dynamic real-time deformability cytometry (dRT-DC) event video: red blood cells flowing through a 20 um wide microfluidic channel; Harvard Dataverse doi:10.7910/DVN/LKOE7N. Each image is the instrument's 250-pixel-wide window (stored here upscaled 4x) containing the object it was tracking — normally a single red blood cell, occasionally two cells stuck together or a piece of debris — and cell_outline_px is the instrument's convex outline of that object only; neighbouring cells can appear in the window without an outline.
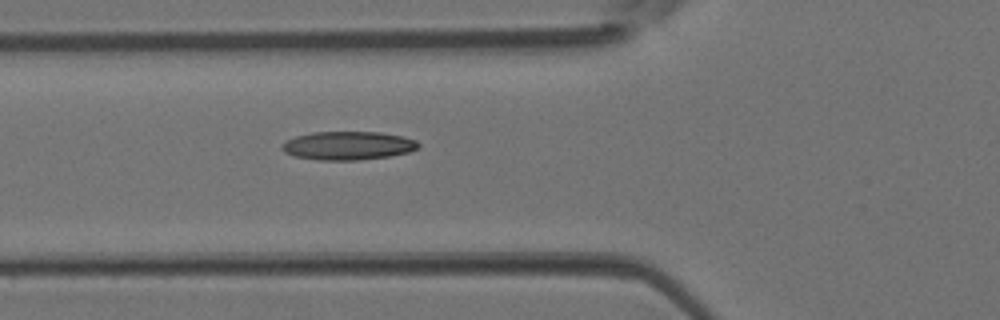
{"species": "Egyptian fruit bat (a non-hibernating species)", "species_latin": "Rousettus aegyptiacus", "temperature_condition": "room temperature", "stored_images_in_passage": 6, "camera_frame_rate_fps": 3000, "um_per_image_px": 0.085, "animal": {"sex": "female"}, "frame": {"image": 1, "passage_image": 6, "time_ms": 1.667, "image_size_px": [1000, 320], "cell_outline_px": [[420, 148], [408, 152], [388, 156], [356, 160], [320, 160], [296, 156], [284, 152], [280, 148], [280, 144], [296, 136], [312, 132], [380, 132], [400, 136], [416, 140], [420, 144]], "centroid_in_image_um": [29.57, 12.37], "position_along_channel_um": 96.2, "area_um2": 22.54}}